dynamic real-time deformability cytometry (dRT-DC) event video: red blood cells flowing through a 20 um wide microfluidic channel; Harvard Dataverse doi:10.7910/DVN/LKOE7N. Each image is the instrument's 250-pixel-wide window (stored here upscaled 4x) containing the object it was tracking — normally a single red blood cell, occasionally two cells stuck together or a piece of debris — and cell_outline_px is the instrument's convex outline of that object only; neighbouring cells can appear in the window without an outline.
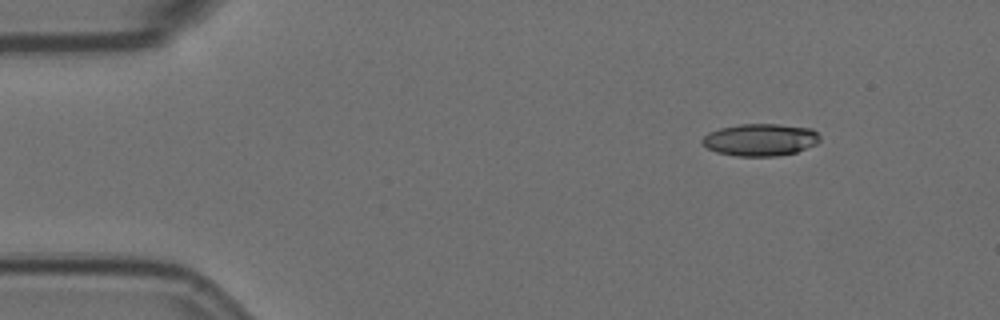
{"species": "Egyptian fruit bat (a non-hibernating species)", "species_latin": "Rousettus aegyptiacus", "temperature_condition": "room temperature", "stored_images_in_passage": 7, "camera_frame_rate_fps": 3000, "um_per_image_px": 0.085, "animal": {"sex": "female"}, "frame": {"image": 1, "passage_image": 1, "time_ms": 0.0, "image_size_px": [1000, 320], "cell_outline_px": [[820, 140], [816, 144], [796, 152], [776, 156], [736, 156], [716, 152], [700, 144], [700, 140], [708, 132], [720, 128], [740, 124], [780, 124], [812, 128], [820, 136]], "centroid_in_image_um": [64.6, 11.88], "position_along_channel_um": 20.4, "area_um2": 22.25}}